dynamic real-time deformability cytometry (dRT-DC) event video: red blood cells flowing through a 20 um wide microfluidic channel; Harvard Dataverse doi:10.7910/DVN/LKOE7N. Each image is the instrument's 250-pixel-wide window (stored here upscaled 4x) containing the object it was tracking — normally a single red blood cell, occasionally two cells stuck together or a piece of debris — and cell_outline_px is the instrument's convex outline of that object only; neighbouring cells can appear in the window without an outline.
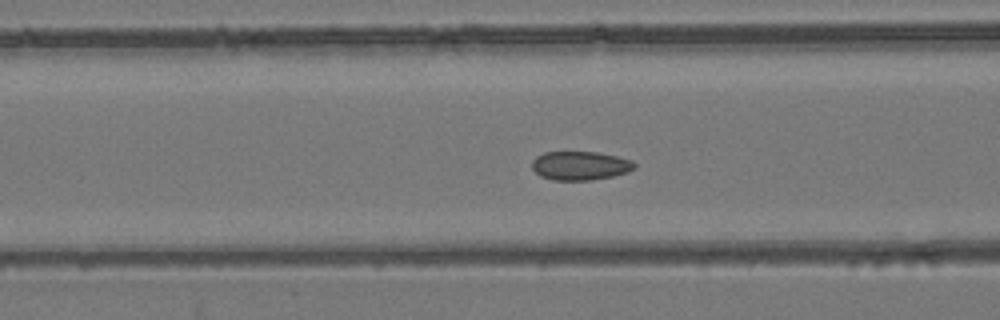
{"species": "common noctule bat (a hibernating species)", "species_latin": "Nyctalus noctula", "temperature_condition": "room temperature", "stored_images_in_passage": 45, "camera_frame_rate_fps": 3000, "um_per_image_px": 0.085, "animal": {"sex": "female", "body_mass_g": 24.6, "forearm_length_mm": 56.2}, "frame": {"image": 1, "passage_image": 12, "time_ms": 3.667, "image_size_px": [1000, 320], "cell_outline_px": [[636, 168], [628, 172], [612, 176], [592, 180], [552, 180], [540, 176], [532, 168], [532, 160], [536, 156], [544, 152], [596, 152], [616, 156], [632, 160], [636, 164]], "centroid_in_image_um": [49.31, 14.08], "position_along_channel_um": 117.3, "area_um2": 17.28}}
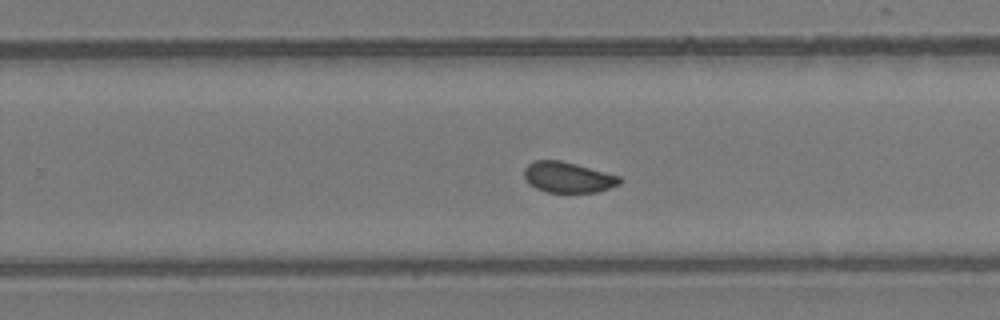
{"frame": {"image": 2, "passage_image": 25, "time_ms": 8.0, "image_size_px": [1000, 320], "cell_outline_px": [[620, 184], [596, 192], [548, 192], [536, 188], [524, 176], [524, 168], [528, 164], [536, 160], [560, 160], [576, 164], [620, 176]], "centroid_in_image_um": [48.27, 15.06], "position_along_channel_um": 281.5, "area_um2": 16.76}}
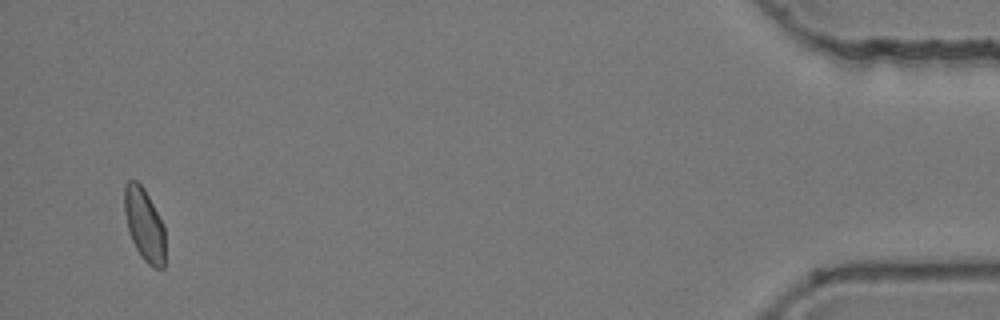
{"frame": {"image": 3, "passage_image": 43, "time_ms": 14.0, "image_size_px": [1000, 320], "cell_outline_px": [[164, 268], [152, 268], [140, 256], [132, 240], [128, 228], [124, 212], [124, 184], [128, 180], [136, 180], [144, 188], [164, 224]], "centroid_in_image_um": [12.26, 19.08], "position_along_channel_um": 422.9, "area_um2": 17.34}, "authors_computed_cell_mechanics": {"area_um2": 17.5134, "velocity_mm_per_s": 3.7953, "shape_relaxation_time_tau1_ms": null, "shape_relaxation_time_tau2_ms": 1.2237, "deformation_change_tau1": null, "deformation_change_tau2": 0.0442}}